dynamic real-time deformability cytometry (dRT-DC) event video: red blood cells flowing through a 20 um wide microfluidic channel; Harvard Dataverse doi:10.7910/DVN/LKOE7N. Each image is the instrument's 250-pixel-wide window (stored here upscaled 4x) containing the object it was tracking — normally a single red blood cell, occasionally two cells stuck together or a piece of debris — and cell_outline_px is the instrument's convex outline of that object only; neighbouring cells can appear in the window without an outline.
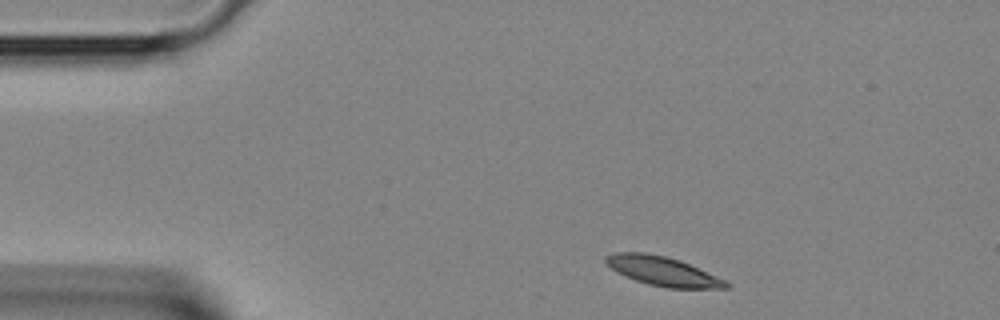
{"species": "Egyptian fruit bat (a non-hibernating species)", "species_latin": "Rousettus aegyptiacus", "temperature_condition": "room temperature", "stored_images_in_passage": 3, "segment_of_instrument_passage": [1, 2], "camera_frame_rate_fps": 3000, "um_per_image_px": 0.085, "animal": {"sex": "female"}, "frame": {"image": 1, "passage_image": 1, "time_ms": 0.0, "image_size_px": [1000, 320], "cell_outline_px": [[732, 284], [728, 288], [668, 288], [648, 284], [624, 276], [616, 272], [604, 260], [604, 256], [616, 252], [644, 252], [664, 256], [680, 260], [724, 280]], "centroid_in_image_um": [56.3, 23.05], "position_along_channel_um": 28.7, "area_um2": 20.23}}